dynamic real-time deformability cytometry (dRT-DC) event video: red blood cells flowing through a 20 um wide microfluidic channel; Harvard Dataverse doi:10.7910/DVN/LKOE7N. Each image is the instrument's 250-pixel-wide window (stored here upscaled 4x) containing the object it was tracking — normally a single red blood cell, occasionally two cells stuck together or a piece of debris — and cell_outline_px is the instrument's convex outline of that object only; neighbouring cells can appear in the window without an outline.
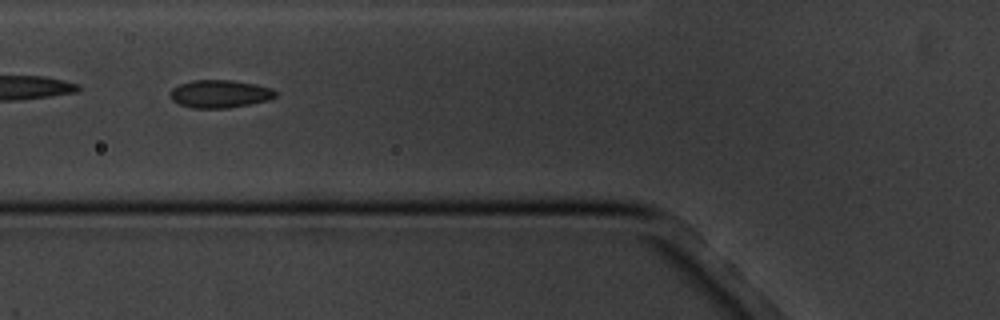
{"species": "common noctule bat (a hibernating species)", "species_latin": "Nyctalus noctula", "temperature_condition": "cold", "stored_images_in_passage": 6, "camera_frame_rate_fps": 3000, "um_per_image_px": 0.085, "animal": {"sex": "male", "body_mass_g": 20.1, "forearm_length_mm": 53.5}, "frame": {"image": 1, "passage_image": 3, "time_ms": 2.333, "image_size_px": [1000, 320], "cell_outline_px": [[276, 96], [268, 100], [228, 108], [192, 108], [180, 104], [172, 100], [168, 96], [168, 92], [172, 88], [180, 84], [192, 80], [232, 80], [256, 84], [272, 88], [276, 92]], "centroid_in_image_um": [18.65, 7.97], "position_along_channel_um": 107.2, "area_um2": 17.17}}
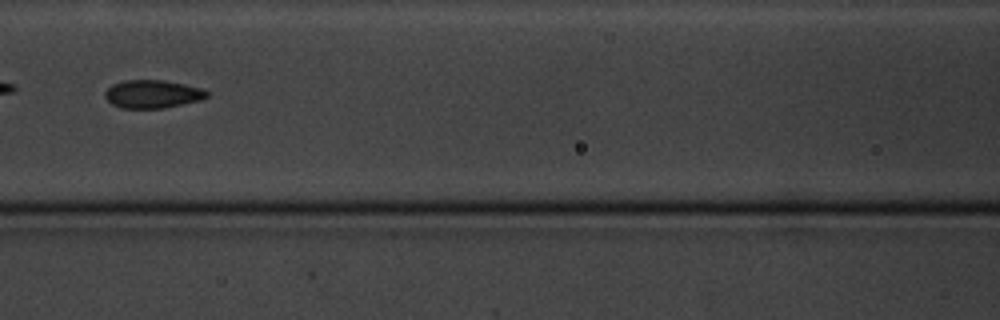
{"frame": {"image": 2, "passage_image": 4, "time_ms": 3.667, "image_size_px": [1000, 320], "cell_outline_px": [[208, 96], [200, 100], [164, 108], [120, 108], [112, 104], [104, 96], [104, 92], [112, 84], [124, 80], [164, 80], [204, 88], [208, 92]], "centroid_in_image_um": [12.96, 7.99], "position_along_channel_um": 153.6, "area_um2": 16.76}}
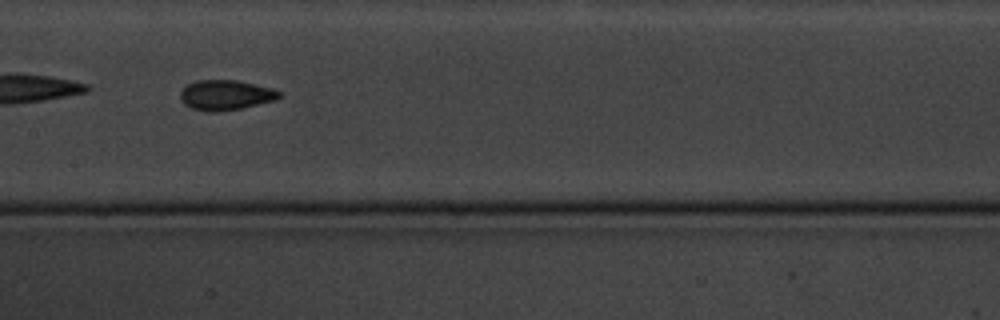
{"frame": {"image": 3, "passage_image": 5, "time_ms": 4.667, "image_size_px": [1000, 320], "cell_outline_px": [[280, 96], [276, 100], [240, 108], [216, 112], [208, 112], [192, 108], [184, 104], [180, 100], [180, 92], [188, 84], [196, 80], [236, 80], [256, 84], [272, 88], [280, 92]], "centroid_in_image_um": [19.16, 8.07], "position_along_channel_um": 188.2, "area_um2": 17.28}}